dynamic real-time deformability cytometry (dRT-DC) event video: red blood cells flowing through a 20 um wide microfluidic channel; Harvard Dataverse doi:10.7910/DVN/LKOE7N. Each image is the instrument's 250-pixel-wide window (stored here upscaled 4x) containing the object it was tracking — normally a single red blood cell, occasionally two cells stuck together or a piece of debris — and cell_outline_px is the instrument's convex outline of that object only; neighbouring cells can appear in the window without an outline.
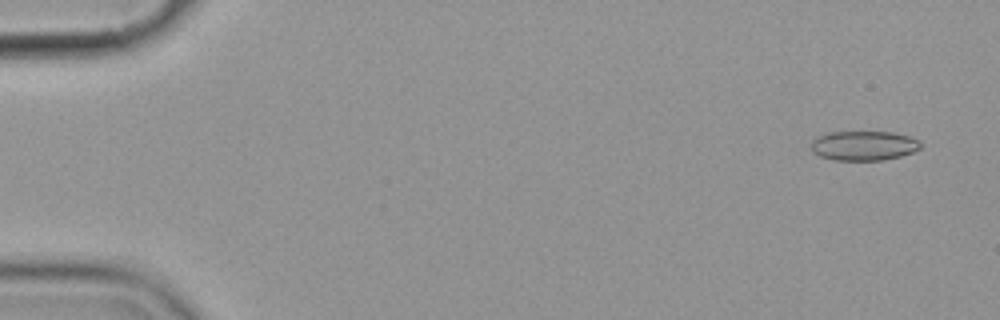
{"species": "common noctule bat (a hibernating species)", "species_latin": "Nyctalus noctula", "temperature_condition": "cold", "stored_images_in_passage": 5, "camera_frame_rate_fps": 3000, "um_per_image_px": 0.085, "animal": {"sex": "female", "body_mass_g": 19.9}, "frame": {"image": 1, "passage_image": 1, "time_ms": 0.0, "image_size_px": [1000, 320], "cell_outline_px": [[920, 148], [912, 152], [900, 156], [884, 160], [832, 160], [820, 156], [812, 152], [812, 140], [816, 136], [828, 132], [892, 132], [908, 136], [920, 140]], "centroid_in_image_um": [73.39, 12.38], "position_along_channel_um": 11.6, "area_um2": 18.9}}
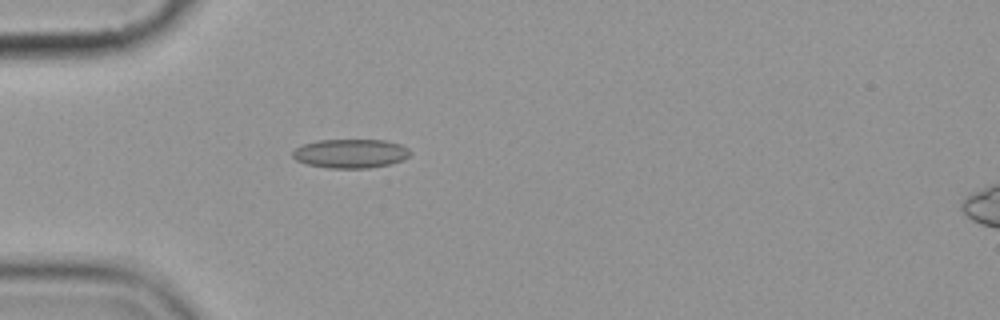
{"frame": {"image": 2, "passage_image": 5, "time_ms": 4.667, "image_size_px": [1000, 320], "cell_outline_px": [[412, 152], [404, 160], [388, 164], [368, 168], [328, 168], [308, 164], [296, 160], [292, 156], [292, 152], [296, 148], [304, 144], [316, 140], [384, 140], [400, 144], [408, 148]], "centroid_in_image_um": [29.8, 13.04], "position_along_channel_um": 55.2, "area_um2": 19.83}}